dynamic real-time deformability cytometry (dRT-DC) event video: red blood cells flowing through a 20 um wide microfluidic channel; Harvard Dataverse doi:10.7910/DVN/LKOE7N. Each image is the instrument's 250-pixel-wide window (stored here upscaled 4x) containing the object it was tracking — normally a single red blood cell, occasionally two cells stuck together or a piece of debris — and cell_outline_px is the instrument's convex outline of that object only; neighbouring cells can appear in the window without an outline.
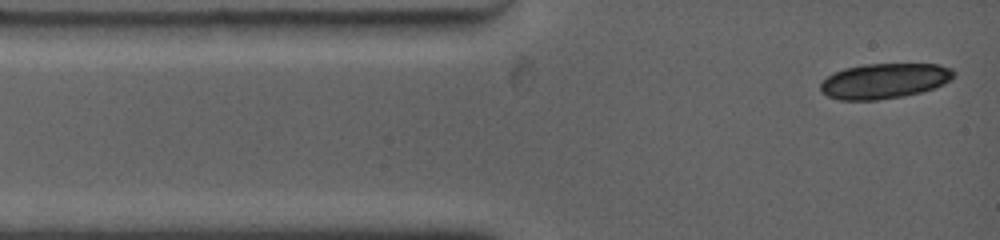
{"species": "common noctule bat (a hibernating species)", "species_latin": "Nyctalus noctula", "temperature_condition": "warm", "stored_images_in_passage": 4, "camera_frame_rate_fps": 4500, "um_per_image_px": 0.085, "animal": {"sex": "female", "body_mass_g": 19.0, "forearm_length_mm": 53.3}, "frame": {"image": 1, "passage_image": 1, "time_ms": 0.0, "image_size_px": [1000, 240], "cell_outline_px": [[956, 72], [944, 84], [920, 92], [904, 96], [876, 100], [840, 100], [828, 96], [820, 92], [820, 84], [832, 72], [844, 68], [864, 64], [940, 64], [952, 68]], "centroid_in_image_um": [75.14, 6.87], "position_along_channel_um": 9.9, "area_um2": 27.4}}